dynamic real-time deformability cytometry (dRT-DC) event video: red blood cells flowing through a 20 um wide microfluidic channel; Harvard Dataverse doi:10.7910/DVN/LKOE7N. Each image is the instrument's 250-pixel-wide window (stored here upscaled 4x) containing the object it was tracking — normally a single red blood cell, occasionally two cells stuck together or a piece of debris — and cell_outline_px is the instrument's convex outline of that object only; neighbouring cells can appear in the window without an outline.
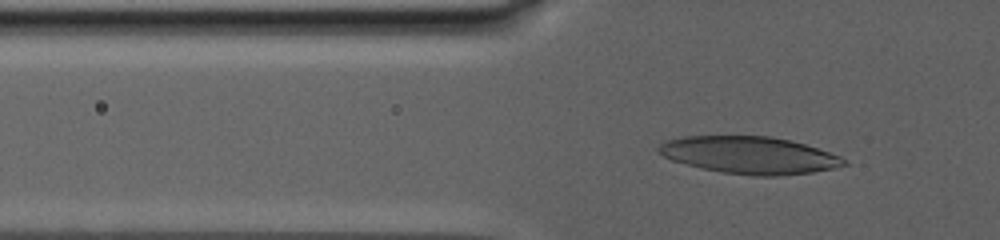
{"species": "human", "species_latin": "Homo sapiens", "temperature_condition": "warm", "stored_images_in_passage": 65, "camera_frame_rate_fps": 3000, "um_per_image_px": 0.085, "donor": {"sex": "male"}, "frame": {"image": 1, "passage_image": 33, "time_ms": 10.667, "image_size_px": [1000, 240], "cell_outline_px": [[848, 164], [832, 168], [812, 172], [776, 176], [752, 176], [720, 172], [700, 168], [672, 160], [656, 152], [656, 148], [664, 140], [684, 136], [772, 136], [804, 144], [840, 156], [848, 160]], "centroid_in_image_um": [63.65, 13.19], "position_along_channel_um": 62.1, "area_um2": 40.29}}
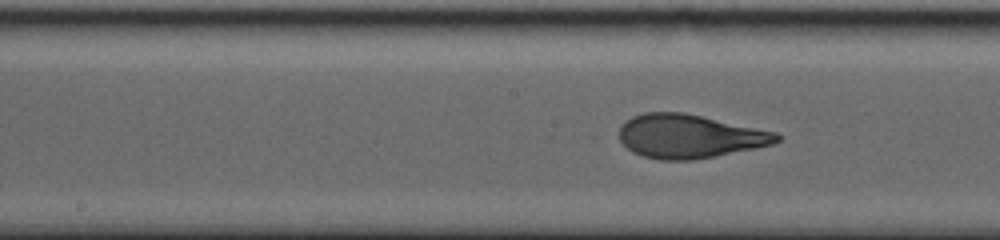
{"frame": {"image": 2, "passage_image": 50, "time_ms": 16.333, "image_size_px": [1000, 240], "cell_outline_px": [[784, 136], [780, 140], [772, 144], [756, 148], [716, 156], [692, 160], [660, 160], [644, 156], [632, 152], [620, 140], [620, 128], [624, 120], [632, 116], [644, 112], [684, 112], [776, 132]], "centroid_in_image_um": [58.61, 11.58], "position_along_channel_um": 189.6, "area_um2": 40.17}}
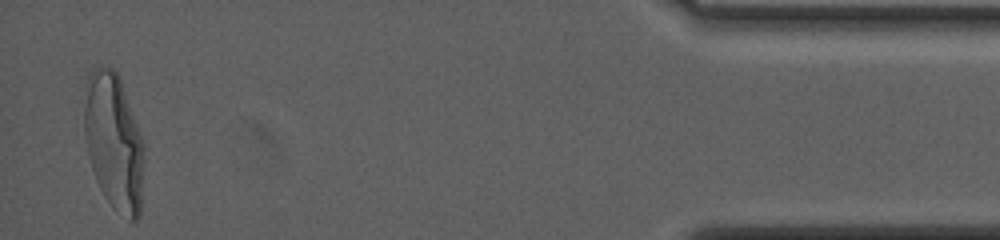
{"frame": {"image": 3, "passage_image": 65, "time_ms": 28.333, "image_size_px": [1000, 240], "cell_outline_px": [[144, 148], [140, 216], [136, 220], [128, 220], [112, 208], [104, 196], [96, 180], [88, 156], [84, 132], [84, 84], [88, 76], [96, 64], [100, 64], [112, 68], [116, 72], [120, 80], [144, 144]], "centroid_in_image_um": [9.65, 12.05], "position_along_channel_um": 425.6, "area_um2": 47.86}, "authors_computed_cell_mechanics": {"area_um2": 40.8646, "velocity_mm_per_s": 2.5015, "shape_relaxation_time_tau1_ms": 8.9539, "shape_relaxation_time_tau2_ms": 1.3745, "deformation_change_tau1": 0.2935, "deformation_change_tau2": 0.0815}}